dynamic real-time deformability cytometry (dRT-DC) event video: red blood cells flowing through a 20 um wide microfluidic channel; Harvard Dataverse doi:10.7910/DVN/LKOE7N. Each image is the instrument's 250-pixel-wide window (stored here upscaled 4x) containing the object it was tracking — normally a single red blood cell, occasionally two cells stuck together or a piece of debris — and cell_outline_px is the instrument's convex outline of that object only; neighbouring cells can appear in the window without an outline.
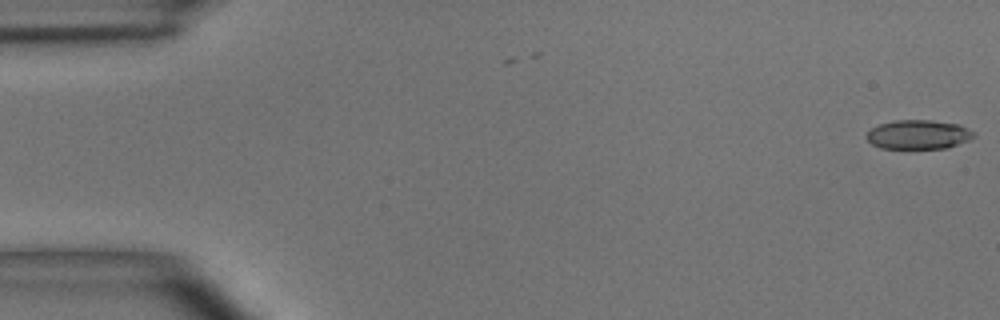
{"species": "common noctule bat (a hibernating species)", "species_latin": "Nyctalus noctula", "temperature_condition": "room temperature", "stored_images_in_passage": 2, "camera_frame_rate_fps": 3000, "um_per_image_px": 0.085, "animal": {"sex": "male", "body_mass_g": 15.6}, "frame": {"image": 1, "passage_image": 2, "time_ms": 1.0, "image_size_px": [1000, 320], "cell_outline_px": [[976, 136], [968, 140], [948, 148], [880, 148], [872, 144], [864, 136], [872, 128], [880, 124], [896, 120], [932, 120], [960, 124], [976, 132]], "centroid_in_image_um": [78.09, 11.43], "position_along_channel_um": 6.9, "area_um2": 18.32}}